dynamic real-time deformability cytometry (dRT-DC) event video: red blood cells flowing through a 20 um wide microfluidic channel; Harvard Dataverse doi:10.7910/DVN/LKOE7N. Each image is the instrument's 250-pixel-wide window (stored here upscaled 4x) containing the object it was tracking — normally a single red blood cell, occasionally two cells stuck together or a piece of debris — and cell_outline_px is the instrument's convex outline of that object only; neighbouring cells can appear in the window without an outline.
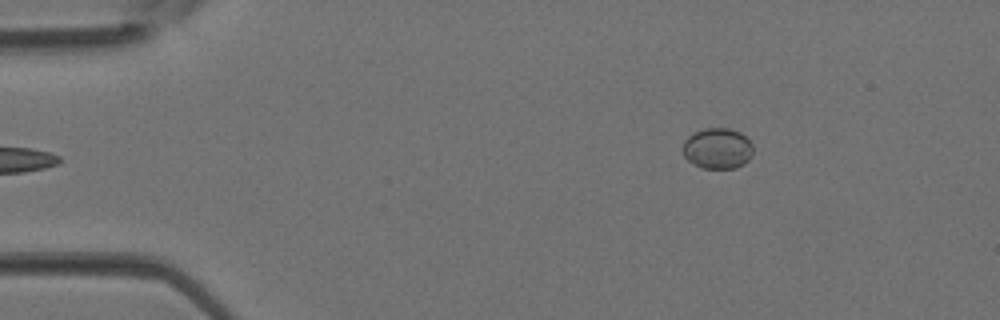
{"species": "Egyptian fruit bat (a non-hibernating species)", "species_latin": "Rousettus aegyptiacus", "temperature_condition": "room temperature", "stored_images_in_passage": 4, "camera_frame_rate_fps": 3000, "um_per_image_px": 0.085, "animal": {"sex": "female"}, "frame": {"image": 1, "passage_image": 4, "time_ms": 1.0, "image_size_px": [1000, 320], "cell_outline_px": [[752, 156], [744, 164], [736, 168], [700, 168], [692, 164], [684, 156], [684, 140], [688, 136], [704, 128], [728, 128], [740, 132], [752, 144]], "centroid_in_image_um": [60.99, 12.63], "position_along_channel_um": 24.0, "area_um2": 16.7}}